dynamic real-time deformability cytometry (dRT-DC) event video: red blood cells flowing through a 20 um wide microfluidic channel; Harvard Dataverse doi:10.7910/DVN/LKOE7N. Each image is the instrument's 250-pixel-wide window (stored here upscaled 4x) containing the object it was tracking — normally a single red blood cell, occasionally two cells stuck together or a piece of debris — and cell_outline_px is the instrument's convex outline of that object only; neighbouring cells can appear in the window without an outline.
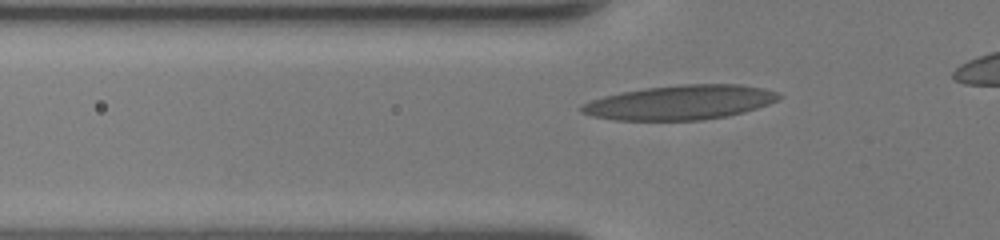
{"species": "human", "species_latin": "Homo sapiens", "temperature_condition": "room temperature", "stored_images_in_passage": 34, "camera_frame_rate_fps": 3000, "um_per_image_px": 0.085, "donor": {"sex": "female"}, "frame": {"image": 1, "passage_image": 8, "time_ms": 2.333, "image_size_px": [1000, 240], "cell_outline_px": [[784, 96], [768, 104], [744, 112], [728, 116], [700, 120], [612, 120], [592, 116], [580, 112], [580, 104], [604, 96], [620, 92], [644, 88], [680, 84], [740, 84], [764, 88], [776, 92]], "centroid_in_image_um": [57.8, 8.7], "position_along_channel_um": 68.0, "area_um2": 39.82}}
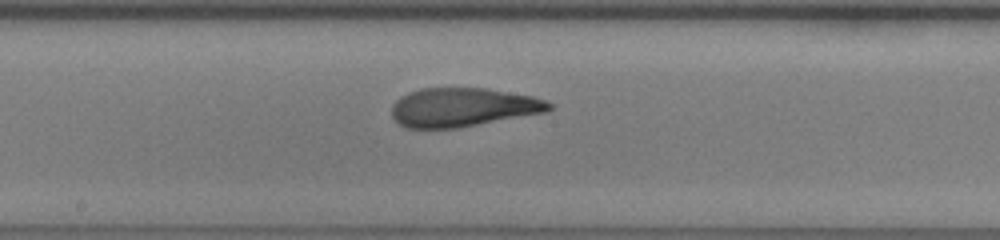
{"frame": {"image": 2, "passage_image": 18, "time_ms": 5.667, "image_size_px": [1000, 240], "cell_outline_px": [[552, 108], [548, 112], [460, 128], [408, 128], [400, 124], [392, 116], [392, 104], [400, 96], [408, 92], [420, 88], [484, 88], [532, 96], [544, 100], [552, 104]], "centroid_in_image_um": [39.34, 9.12], "position_along_channel_um": 208.9, "area_um2": 35.78}}
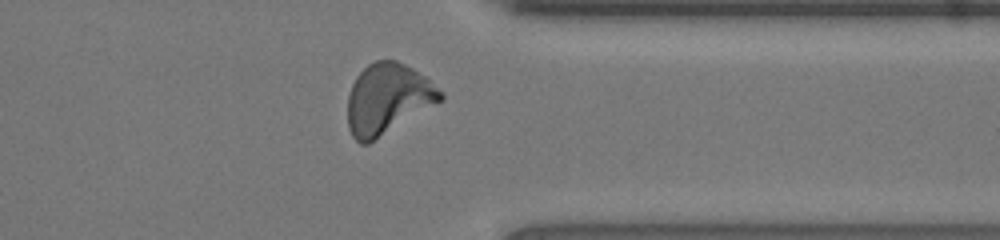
{"frame": {"image": 3, "passage_image": 30, "time_ms": 9.667, "image_size_px": [1000, 240], "cell_outline_px": [[444, 100], [368, 144], [360, 144], [352, 136], [348, 128], [348, 96], [352, 84], [356, 76], [368, 64], [376, 60], [396, 60], [412, 68], [424, 76], [444, 92]], "centroid_in_image_um": [32.96, 8.41], "position_along_channel_um": 378.4, "area_um2": 38.21}}